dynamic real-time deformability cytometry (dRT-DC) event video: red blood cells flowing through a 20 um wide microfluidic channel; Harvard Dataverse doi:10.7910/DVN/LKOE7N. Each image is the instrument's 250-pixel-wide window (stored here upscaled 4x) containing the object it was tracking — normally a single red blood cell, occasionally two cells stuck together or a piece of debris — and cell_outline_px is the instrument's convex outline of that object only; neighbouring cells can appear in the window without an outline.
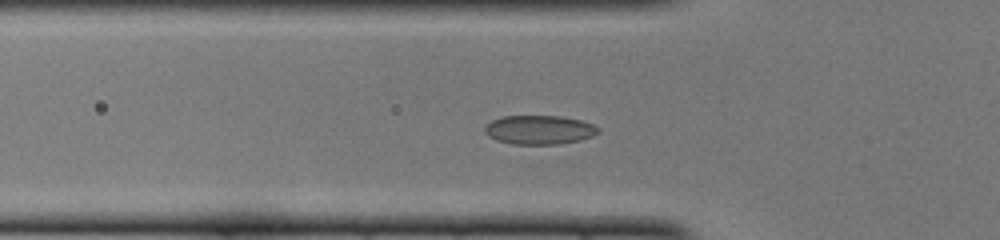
{"species": "common noctule bat (a hibernating species)", "species_latin": "Nyctalus noctula", "temperature_condition": "cold", "stored_images_in_passage": 42, "camera_frame_rate_fps": 3000, "um_per_image_px": 0.085, "animal": {"sex": "female", "body_mass_g": 22.0, "forearm_length_mm": 56.7}, "frame": {"image": 1, "passage_image": 7, "time_ms": 2.0, "image_size_px": [1000, 240], "cell_outline_px": [[600, 132], [592, 136], [580, 140], [560, 144], [512, 144], [496, 140], [488, 136], [484, 132], [484, 128], [492, 120], [504, 116], [560, 116], [580, 120], [592, 124], [600, 128]], "centroid_in_image_um": [45.84, 11.04], "position_along_channel_um": 80.0, "area_um2": 19.19}}
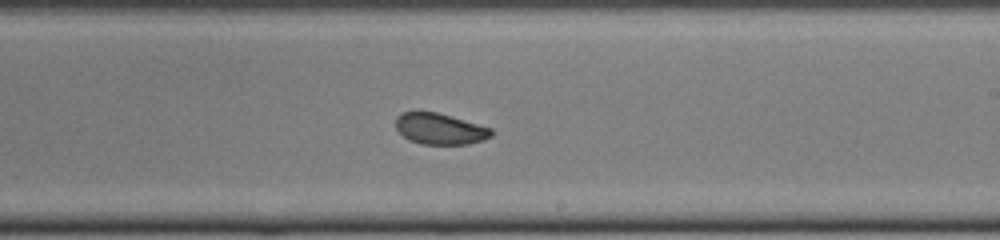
{"frame": {"image": 2, "passage_image": 20, "time_ms": 6.333, "image_size_px": [1000, 240], "cell_outline_px": [[492, 136], [484, 140], [468, 144], [420, 144], [408, 140], [396, 128], [396, 116], [400, 112], [436, 112], [492, 128]], "centroid_in_image_um": [37.38, 10.96], "position_along_channel_um": 251.6, "area_um2": 17.28}}
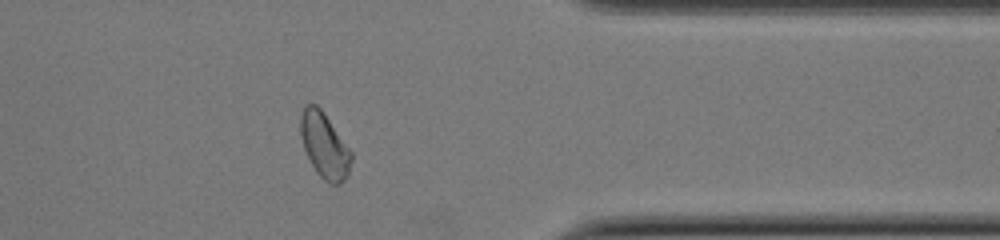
{"frame": {"image": 3, "passage_image": 31, "time_ms": 10.0, "image_size_px": [1000, 240], "cell_outline_px": [[352, 160], [348, 176], [340, 184], [332, 184], [324, 180], [316, 172], [304, 148], [300, 136], [300, 112], [304, 104], [316, 104], [324, 112], [352, 152]], "centroid_in_image_um": [27.57, 12.34], "position_along_channel_um": 383.8, "area_um2": 19.48}, "authors_computed_cell_mechanics": {"area_um2": 18.8717, "velocity_mm_per_s": 3.973, "shape_relaxation_time_tau1_ms": 4.0227, "shape_relaxation_time_tau2_ms": 2.4927, "deformation_change_tau1": 0.0915, "deformation_change_tau2": 0.0503}}